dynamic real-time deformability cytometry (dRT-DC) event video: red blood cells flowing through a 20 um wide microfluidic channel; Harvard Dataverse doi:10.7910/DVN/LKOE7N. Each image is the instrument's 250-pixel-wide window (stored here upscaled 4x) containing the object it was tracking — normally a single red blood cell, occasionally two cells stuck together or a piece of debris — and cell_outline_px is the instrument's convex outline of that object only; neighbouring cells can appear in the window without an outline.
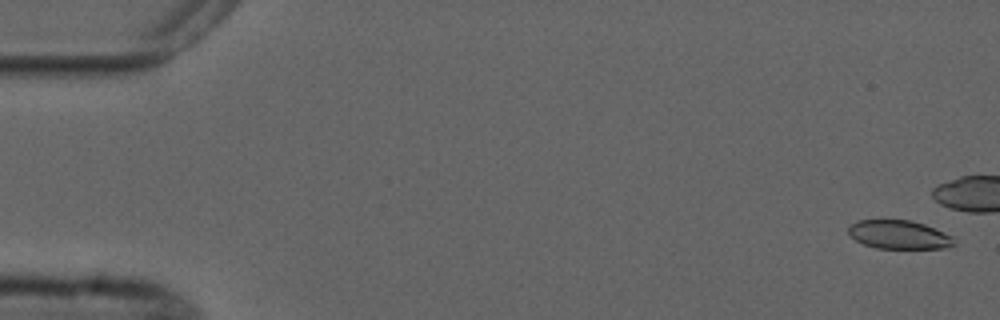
{"species": "common noctule bat (a hibernating species)", "species_latin": "Nyctalus noctula", "temperature_condition": "cold", "stored_images_in_passage": 5, "camera_frame_rate_fps": 3000, "um_per_image_px": 0.085, "animal": {"sex": "male", "forearm_length_mm": 52.5}, "frame": {"image": 1, "passage_image": 1, "time_ms": 0.0, "image_size_px": [1000, 320], "cell_outline_px": [[956, 244], [944, 248], [876, 248], [864, 244], [856, 240], [848, 232], [848, 228], [852, 224], [860, 220], [908, 220], [924, 224], [944, 232], [952, 236], [956, 240]], "centroid_in_image_um": [76.45, 19.95], "position_along_channel_um": 8.6, "area_um2": 17.46}}